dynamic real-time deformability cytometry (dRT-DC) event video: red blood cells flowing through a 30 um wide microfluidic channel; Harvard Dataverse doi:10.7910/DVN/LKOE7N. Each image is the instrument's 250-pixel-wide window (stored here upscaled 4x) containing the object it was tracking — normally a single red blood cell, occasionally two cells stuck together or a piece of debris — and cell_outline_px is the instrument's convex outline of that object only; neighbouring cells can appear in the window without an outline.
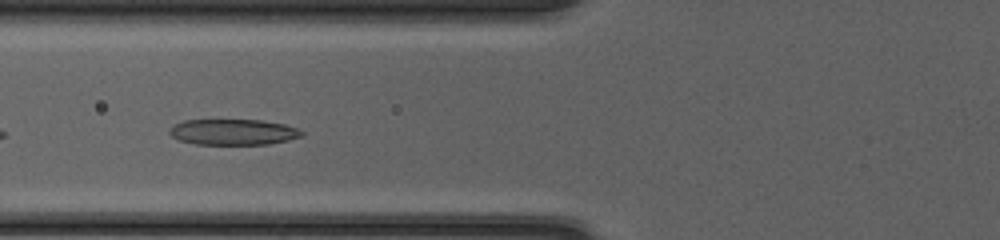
{"species": "common noctule bat (a hibernating species)", "species_latin": "Nyctalus noctula", "temperature_condition": "cold", "stored_images_in_passage": 10, "camera_frame_rate_fps": 3000, "um_per_image_px": 0.085, "animal": {"sex": "female", "body_mass_g": 20.0, "forearm_length_mm": 54.0}, "frame": {"image": 1, "passage_image": 7, "time_ms": 2.0, "image_size_px": [1000, 240], "cell_outline_px": [[304, 136], [288, 140], [268, 144], [196, 144], [180, 140], [172, 136], [168, 132], [176, 124], [184, 120], [260, 120], [284, 124], [296, 128], [304, 132]], "centroid_in_image_um": [19.86, 11.22], "position_along_channel_um": 105.9, "area_um2": 19.71}}